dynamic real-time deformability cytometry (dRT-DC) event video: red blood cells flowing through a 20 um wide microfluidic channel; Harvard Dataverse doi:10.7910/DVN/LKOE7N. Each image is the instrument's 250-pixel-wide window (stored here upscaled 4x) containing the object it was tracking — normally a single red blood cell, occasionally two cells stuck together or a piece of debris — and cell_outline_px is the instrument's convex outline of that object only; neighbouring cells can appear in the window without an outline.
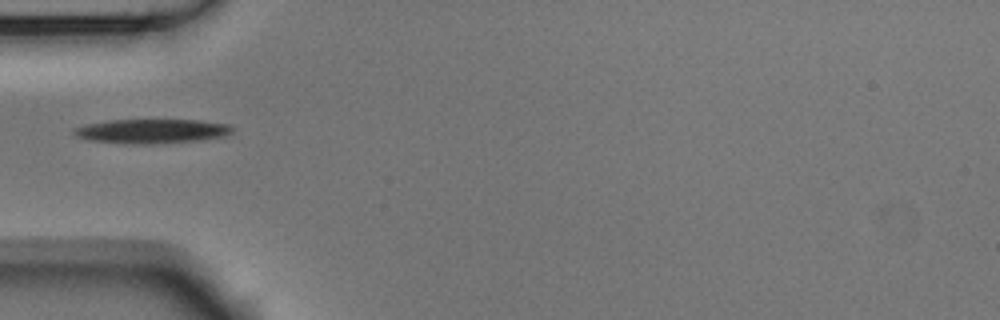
{"species": "Egyptian fruit bat (a non-hibernating species)", "species_latin": "Rousettus aegyptiacus", "temperature_condition": "room temperature", "stored_images_in_passage": 13, "camera_frame_rate_fps": 3000, "um_per_image_px": 0.085, "animal": {"sex": "male"}, "frame": {"image": 1, "passage_image": 1, "time_ms": 0.0, "image_size_px": [1000, 320], "cell_outline_px": [[236, 128], [228, 136], [200, 140], [156, 144], [124, 144], [88, 140], [76, 136], [72, 132], [72, 128], [84, 124], [112, 120], [200, 120], [232, 124]], "centroid_in_image_um": [12.94, 11.15], "position_along_channel_um": 72.1, "area_um2": 23.0}}
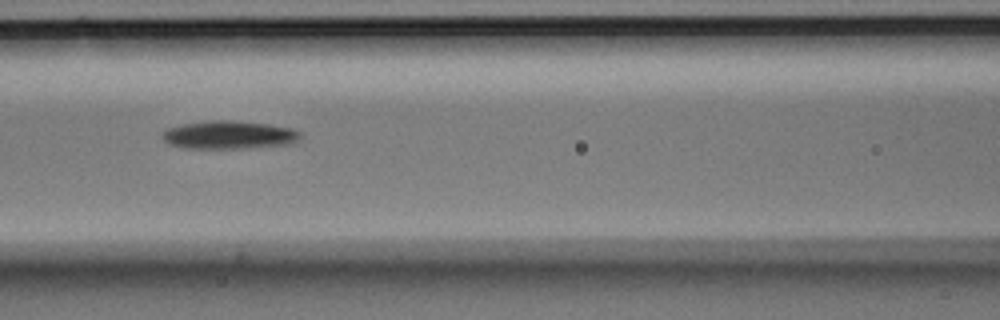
{"frame": {"image": 2, "passage_image": 7, "time_ms": 2.0, "image_size_px": [1000, 320], "cell_outline_px": [[300, 136], [296, 144], [240, 148], [180, 148], [168, 144], [160, 136], [160, 132], [168, 128], [180, 124], [204, 120], [232, 120], [268, 124], [292, 128], [300, 132]], "centroid_in_image_um": [19.42, 11.46], "position_along_channel_um": 147.2, "area_um2": 23.06}}
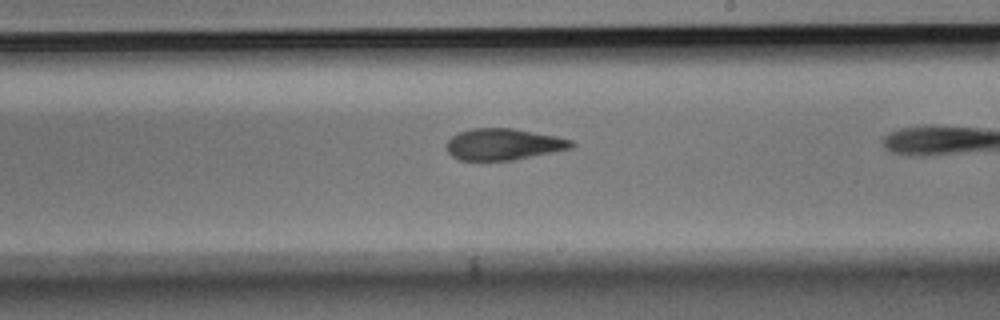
{"frame": {"image": 3, "passage_image": 12, "time_ms": 3.667, "image_size_px": [1000, 320], "cell_outline_px": [[576, 144], [572, 148], [512, 160], [460, 160], [452, 156], [448, 152], [448, 140], [452, 136], [460, 132], [472, 128], [512, 128], [556, 136], [572, 140]], "centroid_in_image_um": [42.81, 12.26], "position_along_channel_um": 246.2, "area_um2": 22.66}}